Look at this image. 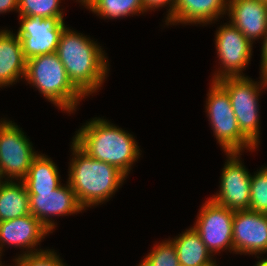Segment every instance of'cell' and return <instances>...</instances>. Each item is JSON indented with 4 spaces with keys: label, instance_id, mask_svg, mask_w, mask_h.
Returning <instances> with one entry per match:
<instances>
[{
    "label": "cell",
    "instance_id": "obj_23",
    "mask_svg": "<svg viewBox=\"0 0 267 266\" xmlns=\"http://www.w3.org/2000/svg\"><path fill=\"white\" fill-rule=\"evenodd\" d=\"M144 258L138 266H180L177 251L169 239L154 244Z\"/></svg>",
    "mask_w": 267,
    "mask_h": 266
},
{
    "label": "cell",
    "instance_id": "obj_7",
    "mask_svg": "<svg viewBox=\"0 0 267 266\" xmlns=\"http://www.w3.org/2000/svg\"><path fill=\"white\" fill-rule=\"evenodd\" d=\"M12 122L0 119V177L1 180L22 181L39 153L34 151L33 143L22 128Z\"/></svg>",
    "mask_w": 267,
    "mask_h": 266
},
{
    "label": "cell",
    "instance_id": "obj_16",
    "mask_svg": "<svg viewBox=\"0 0 267 266\" xmlns=\"http://www.w3.org/2000/svg\"><path fill=\"white\" fill-rule=\"evenodd\" d=\"M227 5L228 0H176L174 12L165 25H211L226 15Z\"/></svg>",
    "mask_w": 267,
    "mask_h": 266
},
{
    "label": "cell",
    "instance_id": "obj_15",
    "mask_svg": "<svg viewBox=\"0 0 267 266\" xmlns=\"http://www.w3.org/2000/svg\"><path fill=\"white\" fill-rule=\"evenodd\" d=\"M229 22L253 44L267 33V3L260 0H228Z\"/></svg>",
    "mask_w": 267,
    "mask_h": 266
},
{
    "label": "cell",
    "instance_id": "obj_26",
    "mask_svg": "<svg viewBox=\"0 0 267 266\" xmlns=\"http://www.w3.org/2000/svg\"><path fill=\"white\" fill-rule=\"evenodd\" d=\"M144 8L146 13L148 11H154L158 8L168 7L167 8V16L164 21H166L174 12V8L176 5V0H143ZM168 5V6H167Z\"/></svg>",
    "mask_w": 267,
    "mask_h": 266
},
{
    "label": "cell",
    "instance_id": "obj_22",
    "mask_svg": "<svg viewBox=\"0 0 267 266\" xmlns=\"http://www.w3.org/2000/svg\"><path fill=\"white\" fill-rule=\"evenodd\" d=\"M61 0H19V16L64 18Z\"/></svg>",
    "mask_w": 267,
    "mask_h": 266
},
{
    "label": "cell",
    "instance_id": "obj_14",
    "mask_svg": "<svg viewBox=\"0 0 267 266\" xmlns=\"http://www.w3.org/2000/svg\"><path fill=\"white\" fill-rule=\"evenodd\" d=\"M49 233L51 232L31 213L20 218L1 221L0 260H2L1 256L5 245L7 247H10V245L18 248L22 247L23 253L19 255L42 251L43 249H36V247Z\"/></svg>",
    "mask_w": 267,
    "mask_h": 266
},
{
    "label": "cell",
    "instance_id": "obj_32",
    "mask_svg": "<svg viewBox=\"0 0 267 266\" xmlns=\"http://www.w3.org/2000/svg\"><path fill=\"white\" fill-rule=\"evenodd\" d=\"M206 266H218V265H217V262L215 261V262H212L211 264H208Z\"/></svg>",
    "mask_w": 267,
    "mask_h": 266
},
{
    "label": "cell",
    "instance_id": "obj_20",
    "mask_svg": "<svg viewBox=\"0 0 267 266\" xmlns=\"http://www.w3.org/2000/svg\"><path fill=\"white\" fill-rule=\"evenodd\" d=\"M30 214L29 196L23 181L0 182V221Z\"/></svg>",
    "mask_w": 267,
    "mask_h": 266
},
{
    "label": "cell",
    "instance_id": "obj_12",
    "mask_svg": "<svg viewBox=\"0 0 267 266\" xmlns=\"http://www.w3.org/2000/svg\"><path fill=\"white\" fill-rule=\"evenodd\" d=\"M66 183V185L62 183L51 192H28L30 213L51 233L57 227L52 216H68L85 211L78 202L72 187L68 182Z\"/></svg>",
    "mask_w": 267,
    "mask_h": 266
},
{
    "label": "cell",
    "instance_id": "obj_5",
    "mask_svg": "<svg viewBox=\"0 0 267 266\" xmlns=\"http://www.w3.org/2000/svg\"><path fill=\"white\" fill-rule=\"evenodd\" d=\"M260 81L248 76L224 77L217 82L227 91L240 131L258 148L260 144L259 96L266 89V81L260 72Z\"/></svg>",
    "mask_w": 267,
    "mask_h": 266
},
{
    "label": "cell",
    "instance_id": "obj_19",
    "mask_svg": "<svg viewBox=\"0 0 267 266\" xmlns=\"http://www.w3.org/2000/svg\"><path fill=\"white\" fill-rule=\"evenodd\" d=\"M59 173L53 160L41 153L32 160L27 176L22 181L27 192H51L62 184Z\"/></svg>",
    "mask_w": 267,
    "mask_h": 266
},
{
    "label": "cell",
    "instance_id": "obj_8",
    "mask_svg": "<svg viewBox=\"0 0 267 266\" xmlns=\"http://www.w3.org/2000/svg\"><path fill=\"white\" fill-rule=\"evenodd\" d=\"M215 33V48L220 67L211 81L224 77L244 76L252 58L253 44L230 22L221 25Z\"/></svg>",
    "mask_w": 267,
    "mask_h": 266
},
{
    "label": "cell",
    "instance_id": "obj_18",
    "mask_svg": "<svg viewBox=\"0 0 267 266\" xmlns=\"http://www.w3.org/2000/svg\"><path fill=\"white\" fill-rule=\"evenodd\" d=\"M169 240L177 251L180 266H206L216 261L193 227Z\"/></svg>",
    "mask_w": 267,
    "mask_h": 266
},
{
    "label": "cell",
    "instance_id": "obj_10",
    "mask_svg": "<svg viewBox=\"0 0 267 266\" xmlns=\"http://www.w3.org/2000/svg\"><path fill=\"white\" fill-rule=\"evenodd\" d=\"M219 192L209 197L218 205L232 211L249 210L251 174L242 163L240 152L225 153Z\"/></svg>",
    "mask_w": 267,
    "mask_h": 266
},
{
    "label": "cell",
    "instance_id": "obj_1",
    "mask_svg": "<svg viewBox=\"0 0 267 266\" xmlns=\"http://www.w3.org/2000/svg\"><path fill=\"white\" fill-rule=\"evenodd\" d=\"M96 42L66 25L56 51L70 81L85 97L96 94L109 76L111 65L105 50Z\"/></svg>",
    "mask_w": 267,
    "mask_h": 266
},
{
    "label": "cell",
    "instance_id": "obj_2",
    "mask_svg": "<svg viewBox=\"0 0 267 266\" xmlns=\"http://www.w3.org/2000/svg\"><path fill=\"white\" fill-rule=\"evenodd\" d=\"M72 140L90 157L117 167L126 176L141 156L131 133L100 117L82 125Z\"/></svg>",
    "mask_w": 267,
    "mask_h": 266
},
{
    "label": "cell",
    "instance_id": "obj_13",
    "mask_svg": "<svg viewBox=\"0 0 267 266\" xmlns=\"http://www.w3.org/2000/svg\"><path fill=\"white\" fill-rule=\"evenodd\" d=\"M235 254H267V214L251 210L235 211L232 222Z\"/></svg>",
    "mask_w": 267,
    "mask_h": 266
},
{
    "label": "cell",
    "instance_id": "obj_9",
    "mask_svg": "<svg viewBox=\"0 0 267 266\" xmlns=\"http://www.w3.org/2000/svg\"><path fill=\"white\" fill-rule=\"evenodd\" d=\"M235 211L218 205L210 198L201 206L192 226L214 256L221 251L234 253L232 222Z\"/></svg>",
    "mask_w": 267,
    "mask_h": 266
},
{
    "label": "cell",
    "instance_id": "obj_31",
    "mask_svg": "<svg viewBox=\"0 0 267 266\" xmlns=\"http://www.w3.org/2000/svg\"><path fill=\"white\" fill-rule=\"evenodd\" d=\"M265 81H266V86H267V67L262 71Z\"/></svg>",
    "mask_w": 267,
    "mask_h": 266
},
{
    "label": "cell",
    "instance_id": "obj_11",
    "mask_svg": "<svg viewBox=\"0 0 267 266\" xmlns=\"http://www.w3.org/2000/svg\"><path fill=\"white\" fill-rule=\"evenodd\" d=\"M20 27L17 35L26 60L57 51L59 38L64 29V18L18 16Z\"/></svg>",
    "mask_w": 267,
    "mask_h": 266
},
{
    "label": "cell",
    "instance_id": "obj_6",
    "mask_svg": "<svg viewBox=\"0 0 267 266\" xmlns=\"http://www.w3.org/2000/svg\"><path fill=\"white\" fill-rule=\"evenodd\" d=\"M210 83L205 109L217 143L224 153L255 151L257 147L239 129L229 94L217 81Z\"/></svg>",
    "mask_w": 267,
    "mask_h": 266
},
{
    "label": "cell",
    "instance_id": "obj_27",
    "mask_svg": "<svg viewBox=\"0 0 267 266\" xmlns=\"http://www.w3.org/2000/svg\"><path fill=\"white\" fill-rule=\"evenodd\" d=\"M19 0H0V14H5L10 11L18 12Z\"/></svg>",
    "mask_w": 267,
    "mask_h": 266
},
{
    "label": "cell",
    "instance_id": "obj_30",
    "mask_svg": "<svg viewBox=\"0 0 267 266\" xmlns=\"http://www.w3.org/2000/svg\"><path fill=\"white\" fill-rule=\"evenodd\" d=\"M76 1L82 4V6H85L90 0H76Z\"/></svg>",
    "mask_w": 267,
    "mask_h": 266
},
{
    "label": "cell",
    "instance_id": "obj_17",
    "mask_svg": "<svg viewBox=\"0 0 267 266\" xmlns=\"http://www.w3.org/2000/svg\"><path fill=\"white\" fill-rule=\"evenodd\" d=\"M26 61L18 35L13 30L0 29V88L24 79Z\"/></svg>",
    "mask_w": 267,
    "mask_h": 266
},
{
    "label": "cell",
    "instance_id": "obj_21",
    "mask_svg": "<svg viewBox=\"0 0 267 266\" xmlns=\"http://www.w3.org/2000/svg\"><path fill=\"white\" fill-rule=\"evenodd\" d=\"M84 7L96 16L111 20L146 12L143 0H90Z\"/></svg>",
    "mask_w": 267,
    "mask_h": 266
},
{
    "label": "cell",
    "instance_id": "obj_33",
    "mask_svg": "<svg viewBox=\"0 0 267 266\" xmlns=\"http://www.w3.org/2000/svg\"><path fill=\"white\" fill-rule=\"evenodd\" d=\"M3 264H5V263H2V261L0 260V266H3Z\"/></svg>",
    "mask_w": 267,
    "mask_h": 266
},
{
    "label": "cell",
    "instance_id": "obj_24",
    "mask_svg": "<svg viewBox=\"0 0 267 266\" xmlns=\"http://www.w3.org/2000/svg\"><path fill=\"white\" fill-rule=\"evenodd\" d=\"M249 210L267 214V166L251 175Z\"/></svg>",
    "mask_w": 267,
    "mask_h": 266
},
{
    "label": "cell",
    "instance_id": "obj_25",
    "mask_svg": "<svg viewBox=\"0 0 267 266\" xmlns=\"http://www.w3.org/2000/svg\"><path fill=\"white\" fill-rule=\"evenodd\" d=\"M17 256L13 258V262L18 266H67L54 249Z\"/></svg>",
    "mask_w": 267,
    "mask_h": 266
},
{
    "label": "cell",
    "instance_id": "obj_29",
    "mask_svg": "<svg viewBox=\"0 0 267 266\" xmlns=\"http://www.w3.org/2000/svg\"><path fill=\"white\" fill-rule=\"evenodd\" d=\"M254 266H267V258H262L261 260L257 261Z\"/></svg>",
    "mask_w": 267,
    "mask_h": 266
},
{
    "label": "cell",
    "instance_id": "obj_28",
    "mask_svg": "<svg viewBox=\"0 0 267 266\" xmlns=\"http://www.w3.org/2000/svg\"><path fill=\"white\" fill-rule=\"evenodd\" d=\"M262 48H261V65L260 70L261 72L267 67V33L265 34V37L262 40Z\"/></svg>",
    "mask_w": 267,
    "mask_h": 266
},
{
    "label": "cell",
    "instance_id": "obj_3",
    "mask_svg": "<svg viewBox=\"0 0 267 266\" xmlns=\"http://www.w3.org/2000/svg\"><path fill=\"white\" fill-rule=\"evenodd\" d=\"M71 143L67 182L78 202L85 210L108 202L127 176L117 167L90 157L73 140Z\"/></svg>",
    "mask_w": 267,
    "mask_h": 266
},
{
    "label": "cell",
    "instance_id": "obj_4",
    "mask_svg": "<svg viewBox=\"0 0 267 266\" xmlns=\"http://www.w3.org/2000/svg\"><path fill=\"white\" fill-rule=\"evenodd\" d=\"M24 79L45 99L69 114L86 98L70 81L56 52L28 59Z\"/></svg>",
    "mask_w": 267,
    "mask_h": 266
}]
</instances>
